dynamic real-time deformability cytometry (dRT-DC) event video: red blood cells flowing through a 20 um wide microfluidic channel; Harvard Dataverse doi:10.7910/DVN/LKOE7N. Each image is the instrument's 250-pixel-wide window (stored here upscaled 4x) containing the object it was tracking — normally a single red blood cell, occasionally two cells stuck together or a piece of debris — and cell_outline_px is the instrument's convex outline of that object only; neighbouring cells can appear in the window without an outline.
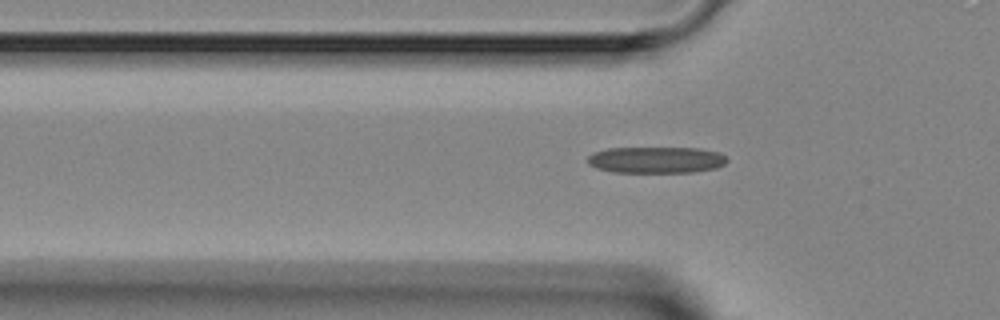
{"species": "Egyptian fruit bat (a non-hibernating species)", "species_latin": "Rousettus aegyptiacus", "temperature_condition": "room temperature", "stored_images_in_passage": 5, "segment_of_instrument_passage": [2, 2], "camera_frame_rate_fps": 3000, "um_per_image_px": 0.085, "animal": {"sex": "female"}, "frame": {"image": 1, "passage_image": 5, "time_ms": 4.667, "image_size_px": [1000, 320], "cell_outline_px": [[728, 160], [724, 164], [716, 168], [692, 172], [612, 172], [596, 168], [588, 164], [588, 156], [592, 152], [608, 148], [700, 148], [720, 152]], "centroid_in_image_um": [55.76, 13.59], "position_along_channel_um": 70.0, "area_um2": 21.56}}